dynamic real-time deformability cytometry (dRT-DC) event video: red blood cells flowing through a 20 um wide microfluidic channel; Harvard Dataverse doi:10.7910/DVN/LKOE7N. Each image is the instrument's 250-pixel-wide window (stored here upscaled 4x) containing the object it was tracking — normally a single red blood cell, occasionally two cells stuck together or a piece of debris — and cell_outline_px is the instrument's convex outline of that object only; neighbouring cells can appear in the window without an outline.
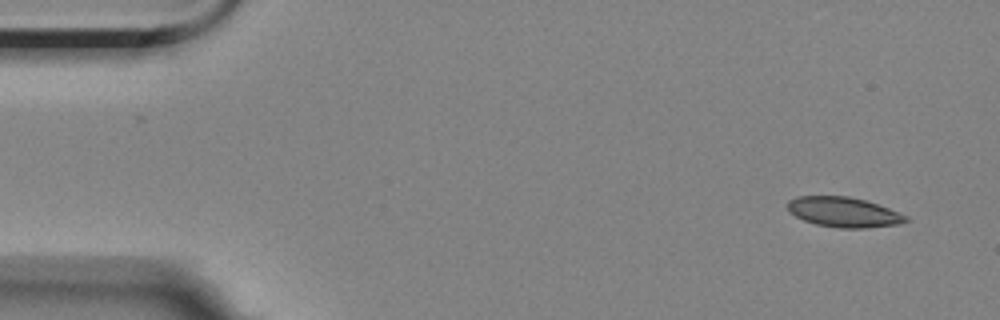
{"species": "Egyptian fruit bat (a non-hibernating species)", "species_latin": "Rousettus aegyptiacus", "temperature_condition": "room temperature", "stored_images_in_passage": 3, "camera_frame_rate_fps": 3000, "um_per_image_px": 0.085, "animal": {"sex": "female"}, "frame": {"image": 1, "passage_image": 3, "time_ms": 2.333, "image_size_px": [1000, 320], "cell_outline_px": [[908, 220], [900, 224], [864, 228], [840, 228], [816, 224], [804, 220], [788, 212], [788, 200], [796, 196], [848, 196], [864, 200], [888, 208], [908, 216]], "centroid_in_image_um": [71.69, 18.03], "position_along_channel_um": 13.3, "area_um2": 20.58}}